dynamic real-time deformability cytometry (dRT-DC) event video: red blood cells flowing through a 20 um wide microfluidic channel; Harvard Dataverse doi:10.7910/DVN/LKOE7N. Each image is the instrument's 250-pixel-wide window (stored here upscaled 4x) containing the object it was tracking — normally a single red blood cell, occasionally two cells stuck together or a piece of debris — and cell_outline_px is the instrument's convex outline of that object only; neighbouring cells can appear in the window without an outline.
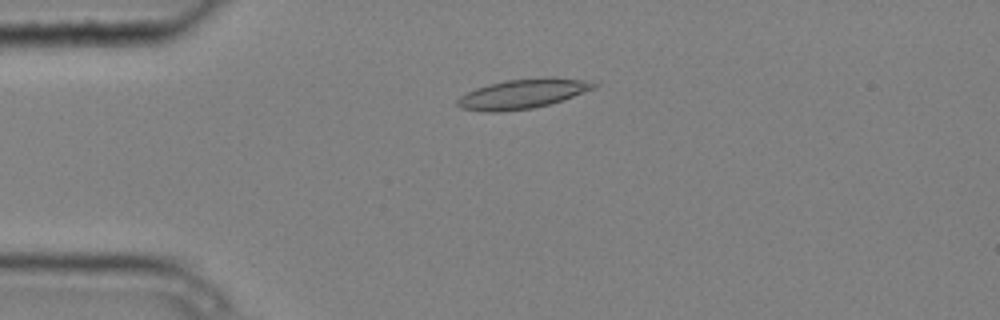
{"species": "common noctule bat (a hibernating species)", "species_latin": "Nyctalus noctula", "temperature_condition": "cold", "stored_images_in_passage": 9, "camera_frame_rate_fps": 3000, "um_per_image_px": 0.085, "animal": {"sex": "male", "body_mass_g": 20.4}, "frame": {"image": 1, "passage_image": 4, "time_ms": 1.0, "image_size_px": [1000, 320], "cell_outline_px": [[600, 84], [596, 88], [564, 100], [532, 108], [500, 112], [484, 112], [460, 108], [456, 104], [456, 100], [460, 96], [476, 88], [488, 84], [504, 80], [544, 76], [552, 76], [588, 80]], "centroid_in_image_um": [44.47, 7.95], "position_along_channel_um": 40.5, "area_um2": 24.04}}
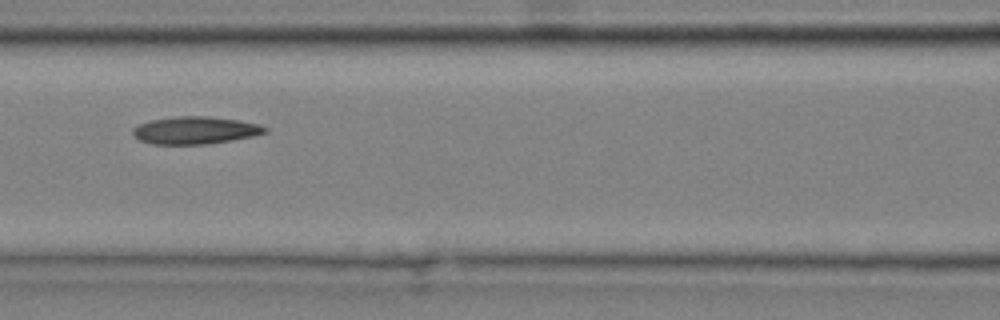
{"frame": {"image": 2, "passage_image": 7, "time_ms": 2.0, "image_size_px": [1000, 320], "cell_outline_px": [[268, 132], [252, 136], [232, 140], [208, 144], [152, 144], [140, 140], [132, 132], [132, 128], [140, 124], [152, 120], [180, 116], [208, 116], [236, 120], [260, 124], [268, 128]], "centroid_in_image_um": [16.62, 11.08], "position_along_channel_um": 150.0, "area_um2": 20.98}}
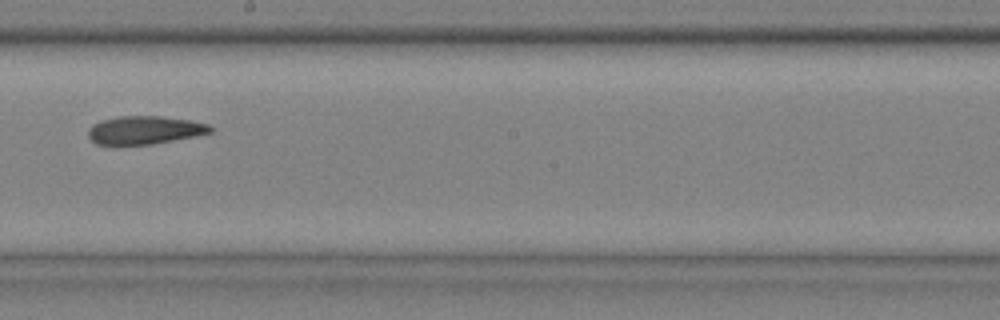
{"frame": {"image": 3, "passage_image": 9, "time_ms": 2.667, "image_size_px": [1000, 320], "cell_outline_px": [[212, 132], [152, 144], [120, 148], [116, 148], [96, 144], [88, 136], [88, 128], [92, 124], [100, 120], [116, 116], [160, 116], [188, 120], [208, 124], [212, 128]], "centroid_in_image_um": [12.15, 11.1], "position_along_channel_um": 236.0, "area_um2": 20.69}}